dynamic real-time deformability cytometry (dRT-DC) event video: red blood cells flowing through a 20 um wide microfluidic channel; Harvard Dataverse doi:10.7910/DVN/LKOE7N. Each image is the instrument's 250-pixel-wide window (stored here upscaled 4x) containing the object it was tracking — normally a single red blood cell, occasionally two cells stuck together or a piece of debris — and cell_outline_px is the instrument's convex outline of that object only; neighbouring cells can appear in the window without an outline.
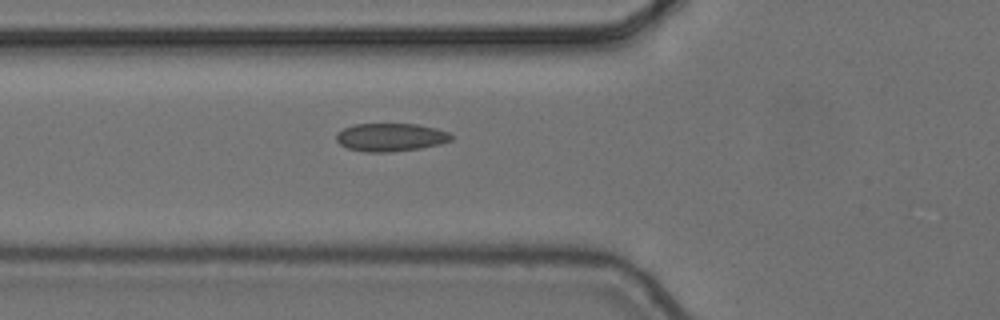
{"species": "common noctule bat (a hibernating species)", "species_latin": "Nyctalus noctula", "temperature_condition": "cold", "stored_images_in_passage": 2, "camera_frame_rate_fps": 3000, "um_per_image_px": 0.085, "animal": {"sex": "female", "body_mass_g": 24.6, "forearm_length_mm": 56.2}, "frame": {"image": 1, "passage_image": 2, "time_ms": 0.333, "image_size_px": [1000, 320], "cell_outline_px": [[456, 136], [452, 140], [440, 144], [420, 148], [392, 152], [368, 152], [348, 148], [340, 144], [336, 140], [336, 132], [352, 124], [416, 124], [436, 128], [448, 132]], "centroid_in_image_um": [33.22, 11.66], "position_along_channel_um": 92.6, "area_um2": 18.96}}